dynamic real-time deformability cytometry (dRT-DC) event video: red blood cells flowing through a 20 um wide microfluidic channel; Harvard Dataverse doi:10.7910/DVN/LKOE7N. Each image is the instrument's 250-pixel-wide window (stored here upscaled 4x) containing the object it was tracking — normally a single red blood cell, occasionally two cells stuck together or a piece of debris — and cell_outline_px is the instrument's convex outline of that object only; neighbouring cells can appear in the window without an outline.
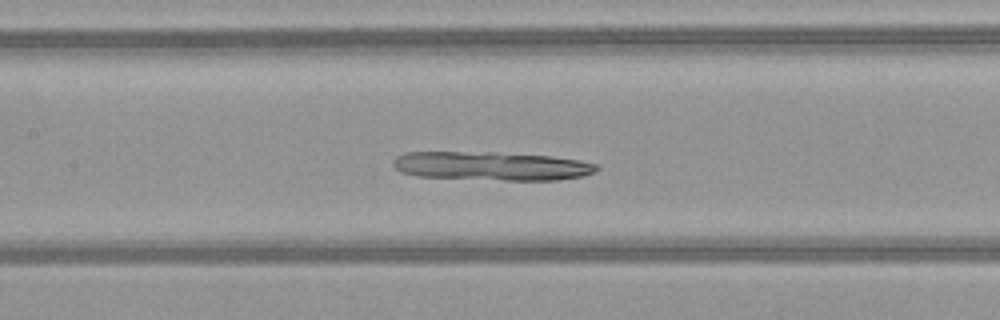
{"species": "common noctule bat (a hibernating species)", "species_latin": "Nyctalus noctula", "temperature_condition": "warm", "stored_images_in_passage": 51, "camera_frame_rate_fps": 3000, "um_per_image_px": 0.085, "animal": {"sex": "female", "body_mass_g": 21.9}, "frame": {"image": 1, "passage_image": 25, "time_ms": 8.0, "image_size_px": [1000, 320], "cell_outline_px": [[600, 168], [596, 172], [580, 176], [556, 180], [504, 180], [416, 176], [400, 172], [392, 164], [392, 160], [396, 156], [404, 152], [496, 152], [552, 156], [580, 160], [596, 164]], "centroid_in_image_um": [41.76, 14.1], "position_along_channel_um": 165.6, "area_um2": 34.22}}